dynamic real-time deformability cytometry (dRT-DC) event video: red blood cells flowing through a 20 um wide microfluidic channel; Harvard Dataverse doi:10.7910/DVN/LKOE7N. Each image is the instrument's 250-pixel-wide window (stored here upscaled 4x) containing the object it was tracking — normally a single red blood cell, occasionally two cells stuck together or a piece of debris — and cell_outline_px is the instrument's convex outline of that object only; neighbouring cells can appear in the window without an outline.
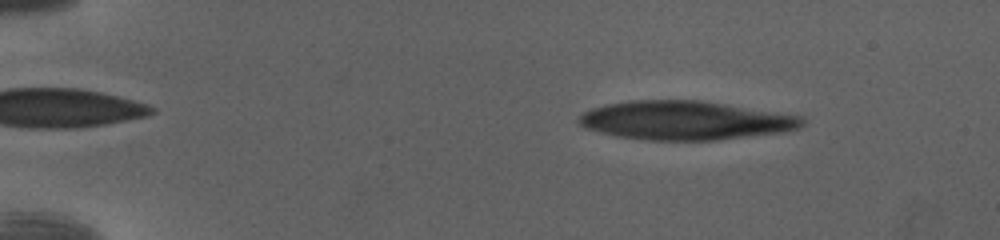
{"species": "human", "species_latin": "Homo sapiens", "temperature_condition": "cold", "stored_images_in_passage": 50, "camera_frame_rate_fps": 3000, "um_per_image_px": 0.085, "donor": {"sex": "female"}, "frame": {"image": 1, "passage_image": 7, "time_ms": 2.0, "image_size_px": [1000, 240], "cell_outline_px": [[808, 120], [800, 128], [784, 132], [716, 140], [644, 140], [616, 136], [600, 132], [588, 128], [580, 124], [576, 120], [584, 112], [592, 108], [604, 104], [628, 100], [700, 100], [800, 116]], "centroid_in_image_um": [58.24, 10.23], "position_along_channel_um": 26.8, "area_um2": 50.52}}
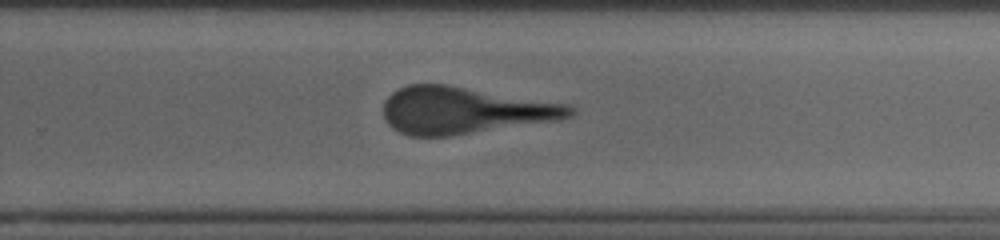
{"frame": {"image": 2, "passage_image": 34, "time_ms": 11.0, "image_size_px": [1000, 240], "cell_outline_px": [[576, 112], [572, 116], [560, 120], [448, 136], [408, 136], [392, 128], [384, 120], [384, 100], [392, 92], [408, 84], [444, 84], [568, 104], [576, 108]], "centroid_in_image_um": [39.46, 9.39], "position_along_channel_um": 290.3, "area_um2": 50.92}}
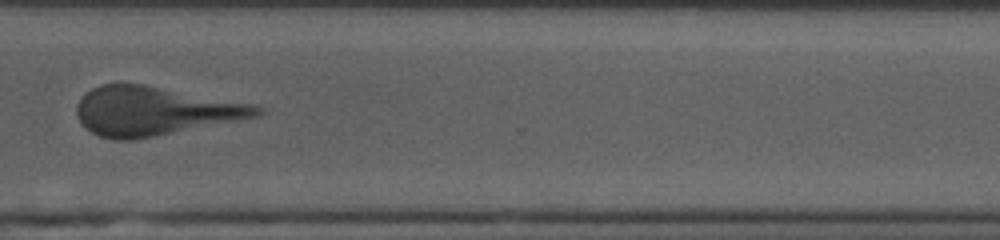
{"frame": {"image": 3, "passage_image": 39, "time_ms": 12.667, "image_size_px": [1000, 240], "cell_outline_px": [[264, 112], [256, 116], [156, 136], [132, 140], [116, 140], [100, 136], [92, 132], [76, 116], [76, 104], [92, 88], [100, 84], [144, 84], [256, 104], [264, 108]], "centroid_in_image_um": [13.13, 9.43], "position_along_channel_um": 357.5, "area_um2": 50.81}}